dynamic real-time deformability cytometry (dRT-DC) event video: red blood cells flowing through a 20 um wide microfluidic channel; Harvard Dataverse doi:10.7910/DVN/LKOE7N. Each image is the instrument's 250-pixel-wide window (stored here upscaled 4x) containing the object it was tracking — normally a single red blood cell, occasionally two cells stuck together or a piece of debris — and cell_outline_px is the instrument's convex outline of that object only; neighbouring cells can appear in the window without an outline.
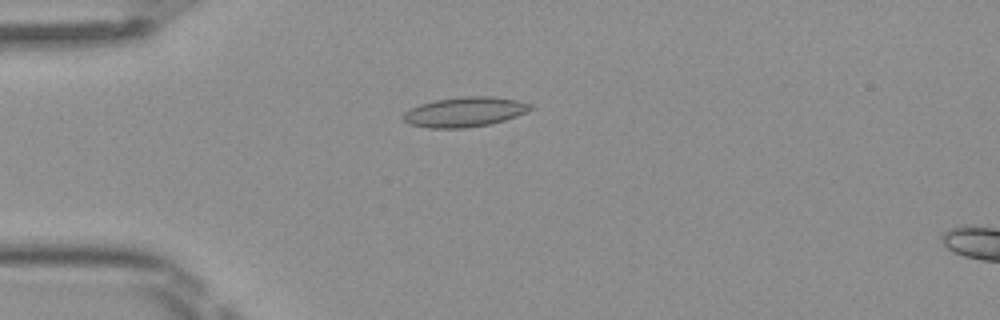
{"species": "Egyptian fruit bat (a non-hibernating species)", "species_latin": "Rousettus aegyptiacus", "temperature_condition": "room temperature", "stored_images_in_passage": 3, "camera_frame_rate_fps": 3000, "um_per_image_px": 0.085, "frame": {"image": 1, "passage_image": 3, "time_ms": 0.667, "image_size_px": [1000, 320], "cell_outline_px": [[536, 108], [528, 112], [504, 120], [488, 124], [464, 128], [428, 128], [408, 124], [404, 120], [404, 112], [420, 104], [436, 100], [464, 96], [492, 96], [516, 100], [532, 104]], "centroid_in_image_um": [39.54, 9.51], "position_along_channel_um": 45.5, "area_um2": 22.08}}